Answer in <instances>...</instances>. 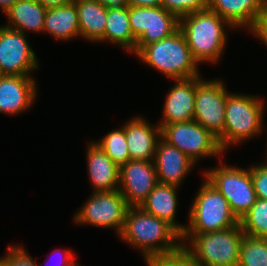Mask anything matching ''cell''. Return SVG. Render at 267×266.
<instances>
[{
	"mask_svg": "<svg viewBox=\"0 0 267 266\" xmlns=\"http://www.w3.org/2000/svg\"><path fill=\"white\" fill-rule=\"evenodd\" d=\"M161 6L178 19L208 8V0H161Z\"/></svg>",
	"mask_w": 267,
	"mask_h": 266,
	"instance_id": "cell-28",
	"label": "cell"
},
{
	"mask_svg": "<svg viewBox=\"0 0 267 266\" xmlns=\"http://www.w3.org/2000/svg\"><path fill=\"white\" fill-rule=\"evenodd\" d=\"M0 266H42V263H36L24 246L9 244L7 253L0 257Z\"/></svg>",
	"mask_w": 267,
	"mask_h": 266,
	"instance_id": "cell-29",
	"label": "cell"
},
{
	"mask_svg": "<svg viewBox=\"0 0 267 266\" xmlns=\"http://www.w3.org/2000/svg\"><path fill=\"white\" fill-rule=\"evenodd\" d=\"M80 38L89 43H103L107 8L97 0H76Z\"/></svg>",
	"mask_w": 267,
	"mask_h": 266,
	"instance_id": "cell-23",
	"label": "cell"
},
{
	"mask_svg": "<svg viewBox=\"0 0 267 266\" xmlns=\"http://www.w3.org/2000/svg\"><path fill=\"white\" fill-rule=\"evenodd\" d=\"M106 8L128 6V0H97Z\"/></svg>",
	"mask_w": 267,
	"mask_h": 266,
	"instance_id": "cell-36",
	"label": "cell"
},
{
	"mask_svg": "<svg viewBox=\"0 0 267 266\" xmlns=\"http://www.w3.org/2000/svg\"><path fill=\"white\" fill-rule=\"evenodd\" d=\"M113 43L123 50L134 54L137 40L129 23V6L107 8L106 28L103 35V43Z\"/></svg>",
	"mask_w": 267,
	"mask_h": 266,
	"instance_id": "cell-24",
	"label": "cell"
},
{
	"mask_svg": "<svg viewBox=\"0 0 267 266\" xmlns=\"http://www.w3.org/2000/svg\"><path fill=\"white\" fill-rule=\"evenodd\" d=\"M34 76L3 75L0 78V113L17 116L33 108L38 97Z\"/></svg>",
	"mask_w": 267,
	"mask_h": 266,
	"instance_id": "cell-14",
	"label": "cell"
},
{
	"mask_svg": "<svg viewBox=\"0 0 267 266\" xmlns=\"http://www.w3.org/2000/svg\"><path fill=\"white\" fill-rule=\"evenodd\" d=\"M250 32L254 38H257L264 43L267 47V7L266 9L257 17L253 26L247 31Z\"/></svg>",
	"mask_w": 267,
	"mask_h": 266,
	"instance_id": "cell-32",
	"label": "cell"
},
{
	"mask_svg": "<svg viewBox=\"0 0 267 266\" xmlns=\"http://www.w3.org/2000/svg\"><path fill=\"white\" fill-rule=\"evenodd\" d=\"M18 0H0V9L4 13L8 8H10Z\"/></svg>",
	"mask_w": 267,
	"mask_h": 266,
	"instance_id": "cell-37",
	"label": "cell"
},
{
	"mask_svg": "<svg viewBox=\"0 0 267 266\" xmlns=\"http://www.w3.org/2000/svg\"><path fill=\"white\" fill-rule=\"evenodd\" d=\"M266 7L267 0H208V9L219 14L236 31H248Z\"/></svg>",
	"mask_w": 267,
	"mask_h": 266,
	"instance_id": "cell-19",
	"label": "cell"
},
{
	"mask_svg": "<svg viewBox=\"0 0 267 266\" xmlns=\"http://www.w3.org/2000/svg\"><path fill=\"white\" fill-rule=\"evenodd\" d=\"M39 61L26 34L7 28L3 24L0 25V71L2 75L33 76V72L39 69Z\"/></svg>",
	"mask_w": 267,
	"mask_h": 266,
	"instance_id": "cell-12",
	"label": "cell"
},
{
	"mask_svg": "<svg viewBox=\"0 0 267 266\" xmlns=\"http://www.w3.org/2000/svg\"><path fill=\"white\" fill-rule=\"evenodd\" d=\"M188 211L182 234H205L239 225L227 199L204 178Z\"/></svg>",
	"mask_w": 267,
	"mask_h": 266,
	"instance_id": "cell-6",
	"label": "cell"
},
{
	"mask_svg": "<svg viewBox=\"0 0 267 266\" xmlns=\"http://www.w3.org/2000/svg\"><path fill=\"white\" fill-rule=\"evenodd\" d=\"M135 56L170 80L201 76L199 64L193 59L180 29L167 38L144 46Z\"/></svg>",
	"mask_w": 267,
	"mask_h": 266,
	"instance_id": "cell-5",
	"label": "cell"
},
{
	"mask_svg": "<svg viewBox=\"0 0 267 266\" xmlns=\"http://www.w3.org/2000/svg\"><path fill=\"white\" fill-rule=\"evenodd\" d=\"M174 82L166 93L163 102L162 117L157 124L162 128L177 122H188L194 119L196 77L171 80Z\"/></svg>",
	"mask_w": 267,
	"mask_h": 266,
	"instance_id": "cell-15",
	"label": "cell"
},
{
	"mask_svg": "<svg viewBox=\"0 0 267 266\" xmlns=\"http://www.w3.org/2000/svg\"><path fill=\"white\" fill-rule=\"evenodd\" d=\"M57 253H59L58 256L60 255V257H59L60 259L57 258L59 260L56 263L57 265L54 263L56 266H81V265L77 264V262H76L77 259L75 257L76 254L74 252H72L71 249L69 250L67 248L66 249L64 248V250H63V249H60V248H56V250L54 249V251L51 254H53V255L55 254L56 255ZM48 258L51 259V257H48ZM55 265H53V266H55Z\"/></svg>",
	"mask_w": 267,
	"mask_h": 266,
	"instance_id": "cell-33",
	"label": "cell"
},
{
	"mask_svg": "<svg viewBox=\"0 0 267 266\" xmlns=\"http://www.w3.org/2000/svg\"><path fill=\"white\" fill-rule=\"evenodd\" d=\"M86 146V168L92 192L118 190L119 167L93 141H88Z\"/></svg>",
	"mask_w": 267,
	"mask_h": 266,
	"instance_id": "cell-18",
	"label": "cell"
},
{
	"mask_svg": "<svg viewBox=\"0 0 267 266\" xmlns=\"http://www.w3.org/2000/svg\"><path fill=\"white\" fill-rule=\"evenodd\" d=\"M154 166L158 183L180 187L186 176L190 175L196 166L188 156L175 146L160 138L156 145Z\"/></svg>",
	"mask_w": 267,
	"mask_h": 266,
	"instance_id": "cell-16",
	"label": "cell"
},
{
	"mask_svg": "<svg viewBox=\"0 0 267 266\" xmlns=\"http://www.w3.org/2000/svg\"><path fill=\"white\" fill-rule=\"evenodd\" d=\"M203 172V178L219 191L228 201L232 213L240 221L255 204V193L249 167H237L223 163Z\"/></svg>",
	"mask_w": 267,
	"mask_h": 266,
	"instance_id": "cell-7",
	"label": "cell"
},
{
	"mask_svg": "<svg viewBox=\"0 0 267 266\" xmlns=\"http://www.w3.org/2000/svg\"><path fill=\"white\" fill-rule=\"evenodd\" d=\"M239 224L244 234L267 238V200L258 198Z\"/></svg>",
	"mask_w": 267,
	"mask_h": 266,
	"instance_id": "cell-27",
	"label": "cell"
},
{
	"mask_svg": "<svg viewBox=\"0 0 267 266\" xmlns=\"http://www.w3.org/2000/svg\"><path fill=\"white\" fill-rule=\"evenodd\" d=\"M193 59L202 63L218 64L228 42L227 30L235 31L225 19L208 8L179 19Z\"/></svg>",
	"mask_w": 267,
	"mask_h": 266,
	"instance_id": "cell-2",
	"label": "cell"
},
{
	"mask_svg": "<svg viewBox=\"0 0 267 266\" xmlns=\"http://www.w3.org/2000/svg\"><path fill=\"white\" fill-rule=\"evenodd\" d=\"M196 77L194 121L217 138L223 152V130L227 95L231 92L220 79Z\"/></svg>",
	"mask_w": 267,
	"mask_h": 266,
	"instance_id": "cell-8",
	"label": "cell"
},
{
	"mask_svg": "<svg viewBox=\"0 0 267 266\" xmlns=\"http://www.w3.org/2000/svg\"><path fill=\"white\" fill-rule=\"evenodd\" d=\"M158 184L153 161L129 160L119 167V188L129 207H139Z\"/></svg>",
	"mask_w": 267,
	"mask_h": 266,
	"instance_id": "cell-13",
	"label": "cell"
},
{
	"mask_svg": "<svg viewBox=\"0 0 267 266\" xmlns=\"http://www.w3.org/2000/svg\"><path fill=\"white\" fill-rule=\"evenodd\" d=\"M244 232L239 225L205 234H182V248L195 266H238Z\"/></svg>",
	"mask_w": 267,
	"mask_h": 266,
	"instance_id": "cell-4",
	"label": "cell"
},
{
	"mask_svg": "<svg viewBox=\"0 0 267 266\" xmlns=\"http://www.w3.org/2000/svg\"><path fill=\"white\" fill-rule=\"evenodd\" d=\"M129 206L119 190L92 192L89 198L73 215L78 226L89 225L115 230L117 236L122 231Z\"/></svg>",
	"mask_w": 267,
	"mask_h": 266,
	"instance_id": "cell-9",
	"label": "cell"
},
{
	"mask_svg": "<svg viewBox=\"0 0 267 266\" xmlns=\"http://www.w3.org/2000/svg\"><path fill=\"white\" fill-rule=\"evenodd\" d=\"M238 266H267V238L244 234Z\"/></svg>",
	"mask_w": 267,
	"mask_h": 266,
	"instance_id": "cell-26",
	"label": "cell"
},
{
	"mask_svg": "<svg viewBox=\"0 0 267 266\" xmlns=\"http://www.w3.org/2000/svg\"><path fill=\"white\" fill-rule=\"evenodd\" d=\"M144 117L133 116L125 121V137L130 160L153 161L156 145L161 138V127Z\"/></svg>",
	"mask_w": 267,
	"mask_h": 266,
	"instance_id": "cell-17",
	"label": "cell"
},
{
	"mask_svg": "<svg viewBox=\"0 0 267 266\" xmlns=\"http://www.w3.org/2000/svg\"><path fill=\"white\" fill-rule=\"evenodd\" d=\"M118 166L130 160L125 137V122L118 128L109 131L101 140H93Z\"/></svg>",
	"mask_w": 267,
	"mask_h": 266,
	"instance_id": "cell-25",
	"label": "cell"
},
{
	"mask_svg": "<svg viewBox=\"0 0 267 266\" xmlns=\"http://www.w3.org/2000/svg\"><path fill=\"white\" fill-rule=\"evenodd\" d=\"M161 138L196 164L213 156L220 160L224 155L217 138L194 120L164 125L161 128Z\"/></svg>",
	"mask_w": 267,
	"mask_h": 266,
	"instance_id": "cell-10",
	"label": "cell"
},
{
	"mask_svg": "<svg viewBox=\"0 0 267 266\" xmlns=\"http://www.w3.org/2000/svg\"><path fill=\"white\" fill-rule=\"evenodd\" d=\"M263 97L241 92H230L225 105L223 130V153L228 148L261 136L264 124L266 105Z\"/></svg>",
	"mask_w": 267,
	"mask_h": 266,
	"instance_id": "cell-3",
	"label": "cell"
},
{
	"mask_svg": "<svg viewBox=\"0 0 267 266\" xmlns=\"http://www.w3.org/2000/svg\"><path fill=\"white\" fill-rule=\"evenodd\" d=\"M265 153H266V155H267V143H266V149H265Z\"/></svg>",
	"mask_w": 267,
	"mask_h": 266,
	"instance_id": "cell-38",
	"label": "cell"
},
{
	"mask_svg": "<svg viewBox=\"0 0 267 266\" xmlns=\"http://www.w3.org/2000/svg\"><path fill=\"white\" fill-rule=\"evenodd\" d=\"M179 189L174 185L158 183L139 207L150 215L167 221L182 235L187 225L176 220L180 199L177 194Z\"/></svg>",
	"mask_w": 267,
	"mask_h": 266,
	"instance_id": "cell-20",
	"label": "cell"
},
{
	"mask_svg": "<svg viewBox=\"0 0 267 266\" xmlns=\"http://www.w3.org/2000/svg\"><path fill=\"white\" fill-rule=\"evenodd\" d=\"M118 237L132 248L139 249L142 258L168 255L182 248L181 234L167 221L129 207Z\"/></svg>",
	"mask_w": 267,
	"mask_h": 266,
	"instance_id": "cell-1",
	"label": "cell"
},
{
	"mask_svg": "<svg viewBox=\"0 0 267 266\" xmlns=\"http://www.w3.org/2000/svg\"><path fill=\"white\" fill-rule=\"evenodd\" d=\"M128 6L136 7H156L161 6V0H128Z\"/></svg>",
	"mask_w": 267,
	"mask_h": 266,
	"instance_id": "cell-34",
	"label": "cell"
},
{
	"mask_svg": "<svg viewBox=\"0 0 267 266\" xmlns=\"http://www.w3.org/2000/svg\"><path fill=\"white\" fill-rule=\"evenodd\" d=\"M129 23L137 40L135 55L144 46L167 38L179 29V19L162 6H129Z\"/></svg>",
	"mask_w": 267,
	"mask_h": 266,
	"instance_id": "cell-11",
	"label": "cell"
},
{
	"mask_svg": "<svg viewBox=\"0 0 267 266\" xmlns=\"http://www.w3.org/2000/svg\"><path fill=\"white\" fill-rule=\"evenodd\" d=\"M37 1L40 2L46 9H48L69 4L74 0H37Z\"/></svg>",
	"mask_w": 267,
	"mask_h": 266,
	"instance_id": "cell-35",
	"label": "cell"
},
{
	"mask_svg": "<svg viewBox=\"0 0 267 266\" xmlns=\"http://www.w3.org/2000/svg\"><path fill=\"white\" fill-rule=\"evenodd\" d=\"M49 34L55 40L71 41L80 37L76 3L48 8L44 19L43 34Z\"/></svg>",
	"mask_w": 267,
	"mask_h": 266,
	"instance_id": "cell-22",
	"label": "cell"
},
{
	"mask_svg": "<svg viewBox=\"0 0 267 266\" xmlns=\"http://www.w3.org/2000/svg\"><path fill=\"white\" fill-rule=\"evenodd\" d=\"M145 263L147 266H195L183 248L172 254L149 257Z\"/></svg>",
	"mask_w": 267,
	"mask_h": 266,
	"instance_id": "cell-30",
	"label": "cell"
},
{
	"mask_svg": "<svg viewBox=\"0 0 267 266\" xmlns=\"http://www.w3.org/2000/svg\"><path fill=\"white\" fill-rule=\"evenodd\" d=\"M47 9L37 0H18L4 14L8 23L4 26L26 35L27 32L42 34Z\"/></svg>",
	"mask_w": 267,
	"mask_h": 266,
	"instance_id": "cell-21",
	"label": "cell"
},
{
	"mask_svg": "<svg viewBox=\"0 0 267 266\" xmlns=\"http://www.w3.org/2000/svg\"><path fill=\"white\" fill-rule=\"evenodd\" d=\"M262 160L261 163L250 164L249 170L257 198L267 200V155Z\"/></svg>",
	"mask_w": 267,
	"mask_h": 266,
	"instance_id": "cell-31",
	"label": "cell"
}]
</instances>
